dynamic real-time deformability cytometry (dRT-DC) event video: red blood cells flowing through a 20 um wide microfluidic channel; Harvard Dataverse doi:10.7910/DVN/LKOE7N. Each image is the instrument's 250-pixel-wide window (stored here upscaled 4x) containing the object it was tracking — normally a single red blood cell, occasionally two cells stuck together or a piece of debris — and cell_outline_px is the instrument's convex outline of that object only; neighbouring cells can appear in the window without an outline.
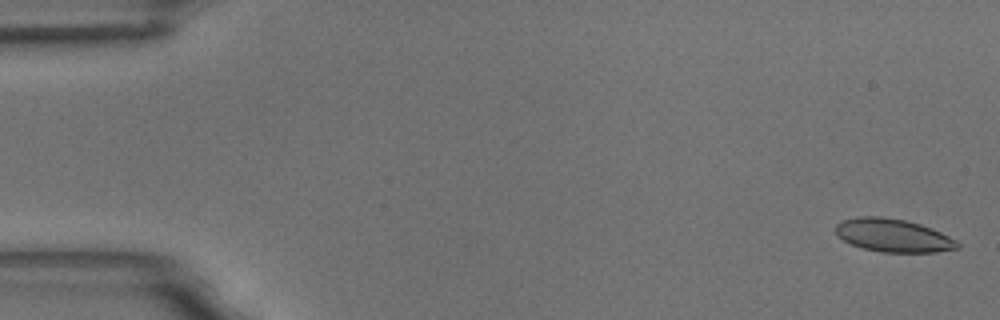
{"species": "common noctule bat (a hibernating species)", "species_latin": "Nyctalus noctula", "temperature_condition": "room temperature", "stored_images_in_passage": 59, "camera_frame_rate_fps": 3000, "um_per_image_px": 0.085, "animal": {"sex": "male", "body_mass_g": 18.8}, "frame": {"image": 1, "passage_image": 2, "time_ms": 0.333, "image_size_px": [1000, 320], "cell_outline_px": [[960, 248], [936, 252], [880, 252], [864, 248], [852, 244], [836, 236], [836, 224], [840, 220], [856, 216], [880, 216], [904, 220], [920, 224], [940, 232], [956, 240], [960, 244]], "centroid_in_image_um": [75.89, 20.0], "position_along_channel_um": 9.1, "area_um2": 23.52}}
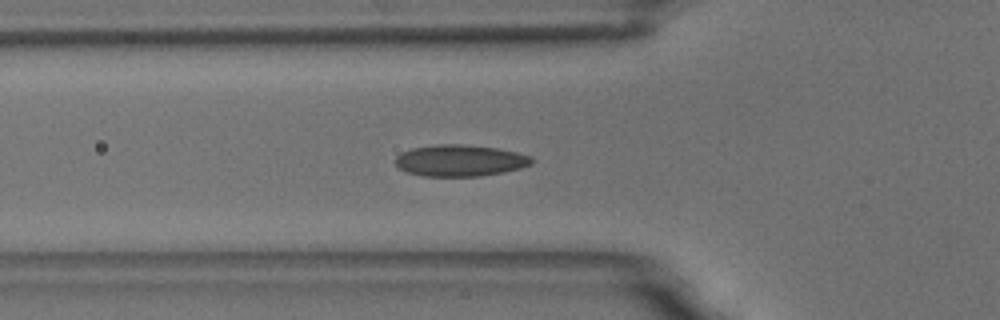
{"frame": {"image": 2, "passage_image": 21, "time_ms": 6.667, "image_size_px": [1000, 320], "cell_outline_px": [[536, 160], [532, 164], [520, 168], [504, 172], [480, 176], [424, 176], [408, 172], [400, 168], [396, 164], [396, 156], [400, 152], [412, 148], [440, 144], [460, 144], [496, 148], [516, 152], [532, 156]], "centroid_in_image_um": [39.13, 13.64], "position_along_channel_um": 86.7, "area_um2": 25.03}}
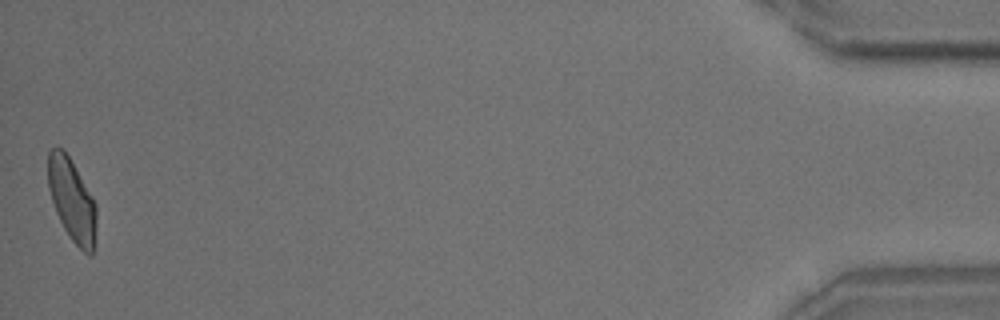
{"frame": {"image": 3, "passage_image": 59, "time_ms": 19.333, "image_size_px": [1000, 320], "cell_outline_px": [[96, 224], [92, 256], [88, 256], [72, 240], [64, 228], [56, 212], [48, 188], [48, 152], [52, 148], [64, 148], [92, 196], [96, 204]], "centroid_in_image_um": [6.11, 17.0], "position_along_channel_um": 429.1, "area_um2": 23.06}, "authors_computed_cell_mechanics": {"area_um2": 23.7558, "velocity_mm_per_s": 3.4366, "shape_relaxation_time_tau1_ms": 5.9484, "shape_relaxation_time_tau2_ms": 1.442, "deformation_change_tau1": 0.159, "deformation_change_tau2": 0.0713}}